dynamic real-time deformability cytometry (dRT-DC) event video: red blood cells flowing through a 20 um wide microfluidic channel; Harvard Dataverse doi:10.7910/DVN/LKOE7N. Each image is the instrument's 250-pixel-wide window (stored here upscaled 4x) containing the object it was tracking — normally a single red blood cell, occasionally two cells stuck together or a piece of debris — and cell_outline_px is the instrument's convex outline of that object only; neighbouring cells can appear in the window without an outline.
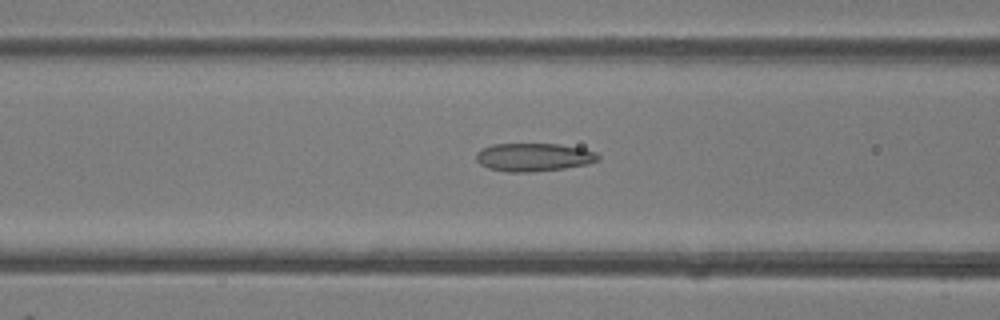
{"species": "common noctule bat (a hibernating species)", "species_latin": "Nyctalus noctula", "temperature_condition": "room temperature", "stored_images_in_passage": 37, "camera_frame_rate_fps": 3000, "um_per_image_px": 0.085, "animal": {"sex": "female"}, "frame": {"image": 1, "passage_image": 8, "time_ms": 2.333, "image_size_px": [1000, 320], "cell_outline_px": [[600, 160], [588, 164], [564, 168], [532, 172], [508, 172], [488, 168], [480, 164], [476, 160], [476, 152], [492, 144], [560, 144], [584, 148], [596, 152], [600, 156]], "centroid_in_image_um": [45.39, 13.36], "position_along_channel_um": 121.2, "area_um2": 20.17}}
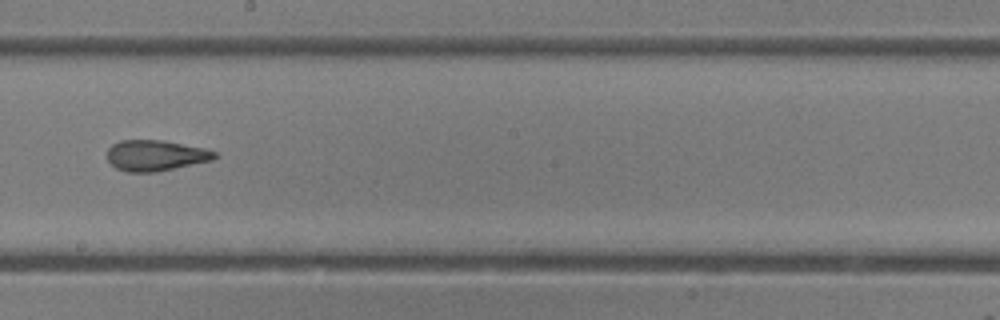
{"frame": {"image": 2, "passage_image": 16, "time_ms": 5.0, "image_size_px": [1000, 320], "cell_outline_px": [[216, 156], [212, 160], [156, 172], [128, 172], [116, 168], [108, 160], [108, 148], [112, 144], [120, 140], [160, 140], [204, 148], [216, 152]], "centroid_in_image_um": [13.2, 13.21], "position_along_channel_um": 235.0, "area_um2": 19.07}}
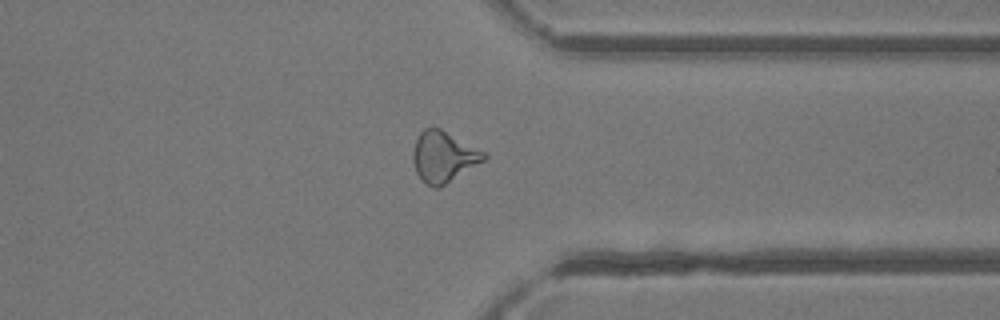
{"frame": {"image": 3, "passage_image": 26, "time_ms": 8.333, "image_size_px": [1000, 320], "cell_outline_px": [[488, 156], [484, 160], [440, 188], [436, 188], [428, 184], [416, 172], [412, 160], [412, 156], [416, 140], [420, 132], [424, 128], [440, 128], [484, 152]], "centroid_in_image_um": [37.68, 13.32], "position_along_channel_um": 373.7, "area_um2": 20.58}, "authors_computed_cell_mechanics": {"area_um2": 19.941, "velocity_mm_per_s": 4.2634, "shape_relaxation_time_tau1_ms": null, "shape_relaxation_time_tau2_ms": 2.0392, "deformation_change_tau1": null, "deformation_change_tau2": 0.1035}}